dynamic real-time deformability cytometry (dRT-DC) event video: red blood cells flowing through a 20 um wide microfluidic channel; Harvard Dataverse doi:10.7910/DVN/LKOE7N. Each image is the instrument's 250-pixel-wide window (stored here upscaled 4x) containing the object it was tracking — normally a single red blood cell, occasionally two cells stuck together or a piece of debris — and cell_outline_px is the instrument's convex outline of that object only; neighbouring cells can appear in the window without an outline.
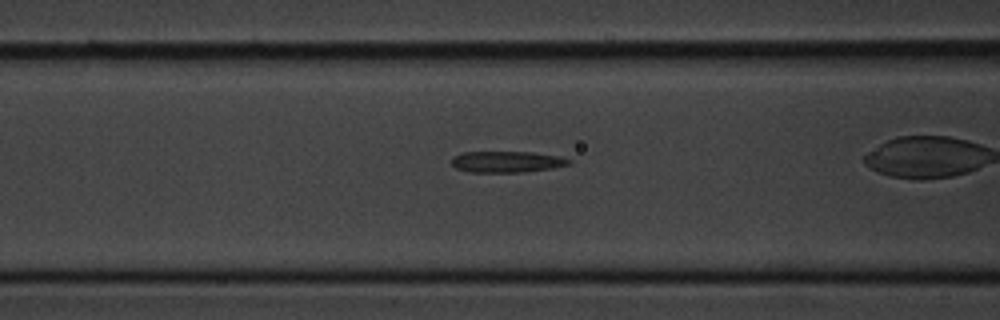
{"species": "common noctule bat (a hibernating species)", "species_latin": "Nyctalus noctula", "temperature_condition": "cold", "stored_images_in_passage": 31, "camera_frame_rate_fps": 3000, "um_per_image_px": 0.085, "animal": {"sex": "male", "body_mass_g": 20.1, "forearm_length_mm": 53.5}, "frame": {"image": 1, "passage_image": 9, "time_ms": 2.667, "image_size_px": [1000, 320], "cell_outline_px": [[572, 164], [552, 168], [520, 172], [472, 172], [456, 168], [452, 164], [452, 156], [464, 152], [532, 152], [560, 156], [572, 160]], "centroid_in_image_um": [43.11, 13.74], "position_along_channel_um": 123.5, "area_um2": 14.51}}
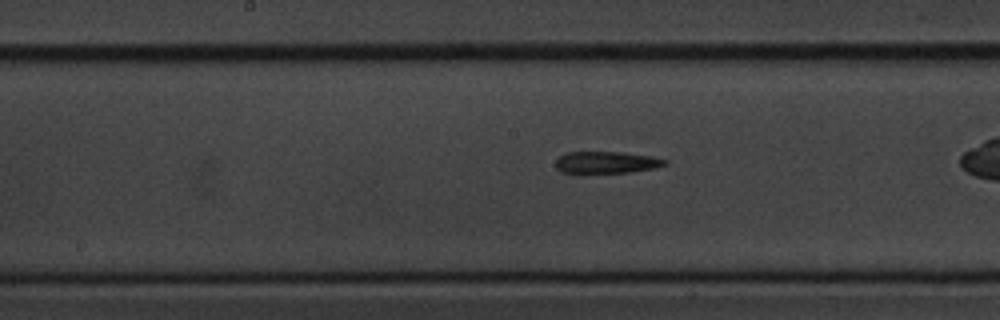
{"frame": {"image": 2, "passage_image": 15, "time_ms": 4.667, "image_size_px": [1000, 320], "cell_outline_px": [[668, 164], [652, 168], [628, 172], [560, 172], [556, 168], [556, 160], [564, 152], [624, 152], [652, 156], [668, 160]], "centroid_in_image_um": [51.55, 13.78], "position_along_channel_um": 196.6, "area_um2": 13.76}}
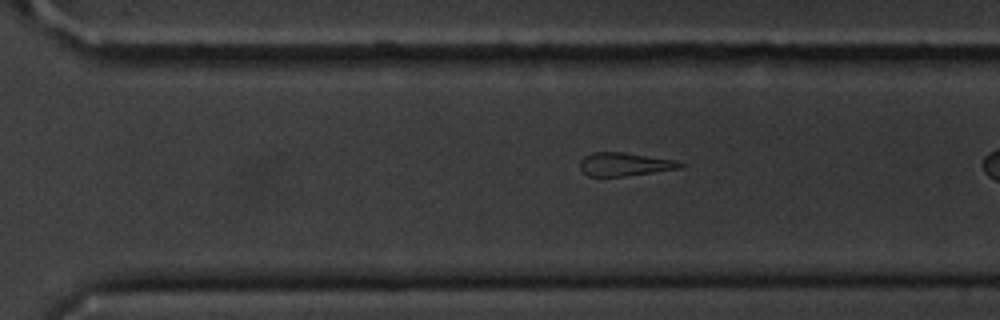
{"frame": {"image": 3, "passage_image": 25, "time_ms": 8.0, "image_size_px": [1000, 320], "cell_outline_px": [[684, 164], [680, 168], [624, 176], [588, 176], [580, 168], [580, 160], [584, 156], [592, 152], [624, 152], [676, 160]], "centroid_in_image_um": [53.06, 13.95], "position_along_channel_um": 317.5, "area_um2": 13.53}}